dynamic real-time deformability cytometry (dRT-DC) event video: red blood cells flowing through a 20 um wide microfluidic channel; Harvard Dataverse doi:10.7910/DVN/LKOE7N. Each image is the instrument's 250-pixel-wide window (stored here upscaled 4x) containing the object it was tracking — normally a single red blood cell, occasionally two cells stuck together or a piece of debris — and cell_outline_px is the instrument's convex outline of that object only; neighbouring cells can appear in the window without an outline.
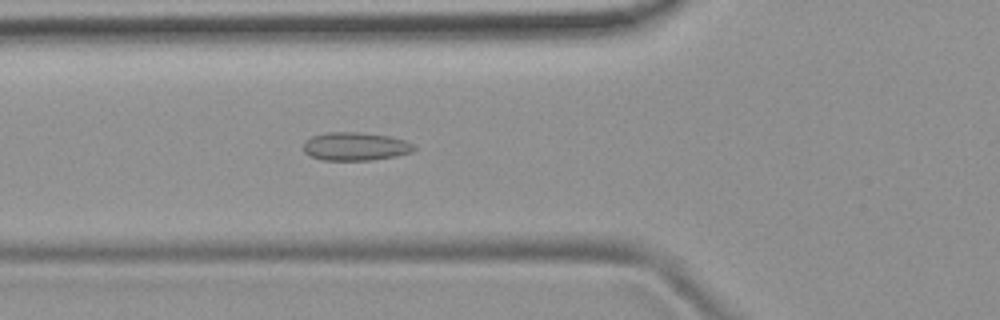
{"species": "common noctule bat (a hibernating species)", "species_latin": "Nyctalus noctula", "temperature_condition": "room temperature", "stored_images_in_passage": 45, "camera_frame_rate_fps": 3000, "um_per_image_px": 0.085, "animal": {"sex": "female", "body_mass_g": 19.9}, "frame": {"image": 1, "passage_image": 11, "time_ms": 3.333, "image_size_px": [1000, 320], "cell_outline_px": [[416, 148], [412, 152], [396, 156], [372, 160], [324, 160], [312, 156], [304, 152], [304, 140], [312, 136], [328, 132], [360, 132], [392, 136], [404, 140], [412, 144]], "centroid_in_image_um": [30.22, 12.44], "position_along_channel_um": 95.6, "area_um2": 18.26}}
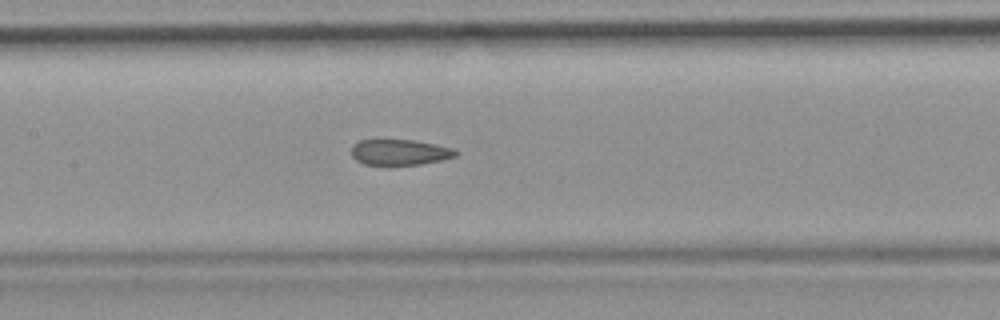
{"frame": {"image": 2, "passage_image": 17, "time_ms": 5.333, "image_size_px": [1000, 320], "cell_outline_px": [[460, 152], [456, 156], [440, 160], [420, 164], [364, 164], [356, 160], [352, 156], [352, 144], [360, 140], [376, 136], [380, 136], [416, 140], [456, 148]], "centroid_in_image_um": [33.95, 12.86], "position_along_channel_um": 173.4, "area_um2": 16.47}}
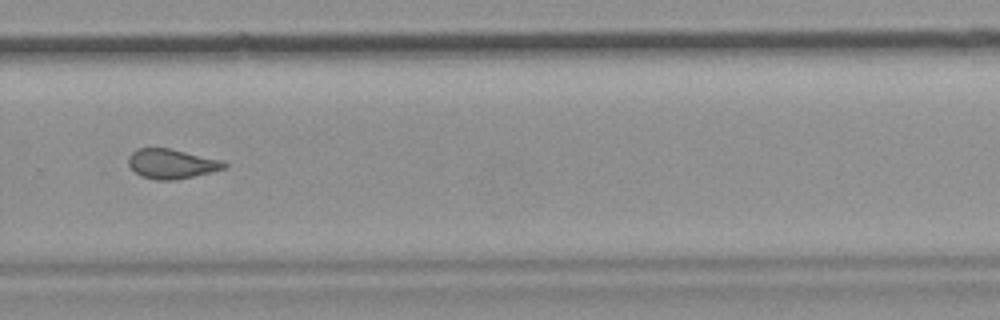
{"frame": {"image": 3, "passage_image": 28, "time_ms": 9.0, "image_size_px": [1000, 320], "cell_outline_px": [[228, 168], [212, 172], [172, 180], [156, 180], [140, 176], [128, 164], [128, 156], [136, 148], [172, 148], [224, 160], [228, 164]], "centroid_in_image_um": [14.63, 13.91], "position_along_channel_um": 315.2, "area_um2": 16.82}, "authors_computed_cell_mechanics": {"area_um2": 17.1666, "velocity_mm_per_s": 3.8782, "shape_relaxation_time_tau1_ms": null, "shape_relaxation_time_tau2_ms": 1.4616, "deformation_change_tau1": null, "deformation_change_tau2": 0.0695}}